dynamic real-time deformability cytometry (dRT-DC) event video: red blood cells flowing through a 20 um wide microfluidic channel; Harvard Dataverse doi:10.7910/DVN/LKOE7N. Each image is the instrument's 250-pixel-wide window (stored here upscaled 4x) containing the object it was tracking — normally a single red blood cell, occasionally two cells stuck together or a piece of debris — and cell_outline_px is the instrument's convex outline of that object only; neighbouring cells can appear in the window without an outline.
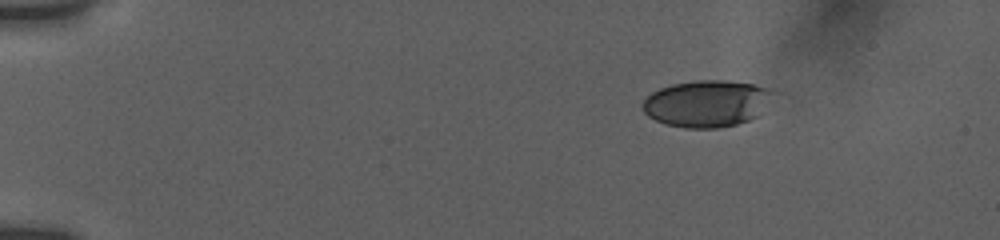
{"species": "human", "species_latin": "Homo sapiens", "temperature_condition": "room temperature", "stored_images_in_passage": 9, "camera_frame_rate_fps": 3000, "um_per_image_px": 0.085, "donor": {"sex": "female"}, "frame": {"image": 1, "passage_image": 1, "time_ms": 0.0, "image_size_px": [1000, 240], "cell_outline_px": [[768, 92], [760, 116], [736, 124], [716, 128], [684, 128], [664, 124], [648, 116], [644, 112], [644, 100], [652, 92], [660, 88], [672, 84], [696, 80], [724, 80], [752, 84], [764, 88]], "centroid_in_image_um": [59.98, 8.81], "position_along_channel_um": 25.0, "area_um2": 34.74}}
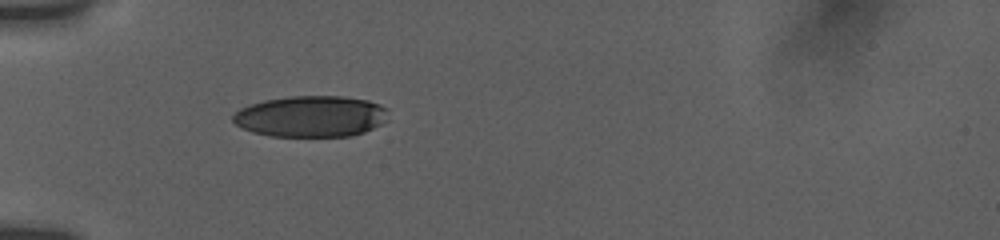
{"frame": {"image": 2, "passage_image": 8, "time_ms": 3.333, "image_size_px": [1000, 240], "cell_outline_px": [[388, 120], [364, 132], [352, 136], [272, 136], [252, 132], [236, 124], [232, 120], [232, 116], [240, 108], [264, 100], [288, 96], [344, 96], [368, 100], [380, 104], [388, 108]], "centroid_in_image_um": [26.47, 9.88], "position_along_channel_um": 58.5, "area_um2": 37.45}}